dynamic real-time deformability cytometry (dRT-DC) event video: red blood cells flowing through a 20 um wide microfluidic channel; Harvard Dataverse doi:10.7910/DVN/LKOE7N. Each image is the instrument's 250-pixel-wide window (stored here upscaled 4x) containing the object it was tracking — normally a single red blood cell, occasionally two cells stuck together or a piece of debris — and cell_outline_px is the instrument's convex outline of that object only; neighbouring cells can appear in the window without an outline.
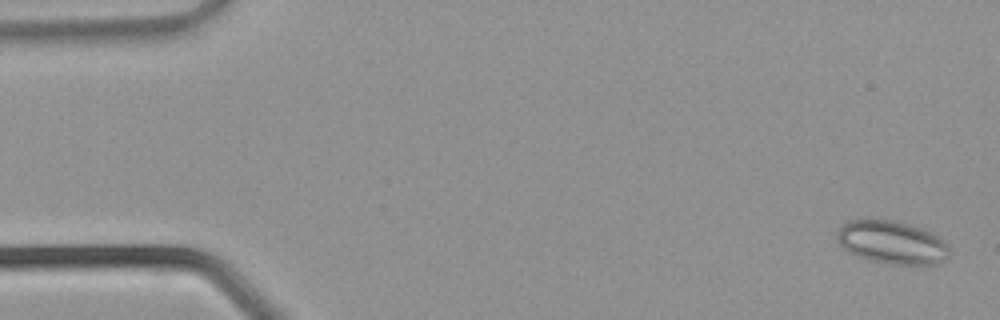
{"species": "common noctule bat (a hibernating species)", "species_latin": "Nyctalus noctula", "temperature_condition": "warm", "stored_images_in_passage": 38, "camera_frame_rate_fps": 3000, "um_per_image_px": 0.085, "animal": {"sex": "male", "body_mass_g": 21.5, "forearm_length_mm": 52.0}, "frame": {"image": 1, "passage_image": 2, "time_ms": 0.333, "image_size_px": [1000, 320], "cell_outline_px": [[952, 252], [940, 264], [892, 264], [872, 260], [856, 256], [848, 252], [840, 244], [836, 236], [836, 232], [848, 220], [868, 216], [896, 220], [912, 224], [932, 232], [940, 236], [948, 244]], "centroid_in_image_um": [75.83, 20.55], "position_along_channel_um": 9.2, "area_um2": 29.19}}
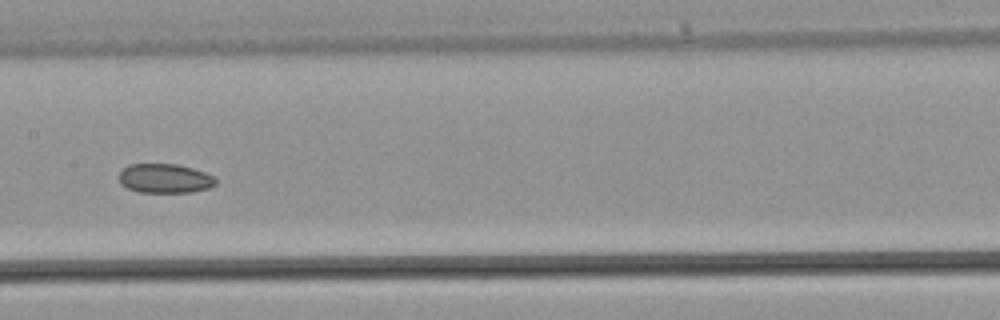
{"frame": {"image": 2, "passage_image": 19, "time_ms": 6.0, "image_size_px": [1000, 320], "cell_outline_px": [[216, 184], [208, 188], [192, 192], [140, 192], [128, 188], [120, 184], [120, 172], [128, 164], [176, 164], [192, 168], [216, 176]], "centroid_in_image_um": [14.03, 15.16], "position_along_channel_um": 193.4, "area_um2": 16.47}}
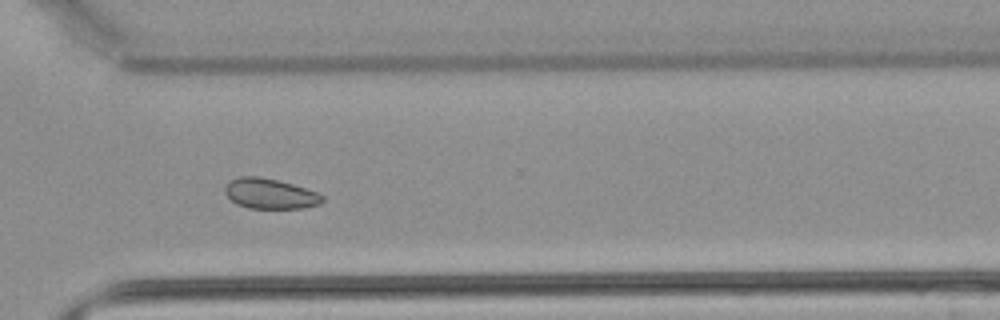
{"frame": {"image": 3, "passage_image": 27, "time_ms": 8.667, "image_size_px": [1000, 320], "cell_outline_px": [[324, 200], [320, 204], [304, 208], [248, 208], [236, 204], [224, 192], [224, 188], [232, 180], [240, 176], [260, 176], [292, 184], [316, 192], [324, 196]], "centroid_in_image_um": [22.96, 16.47], "position_along_channel_um": 347.6, "area_um2": 17.05}}